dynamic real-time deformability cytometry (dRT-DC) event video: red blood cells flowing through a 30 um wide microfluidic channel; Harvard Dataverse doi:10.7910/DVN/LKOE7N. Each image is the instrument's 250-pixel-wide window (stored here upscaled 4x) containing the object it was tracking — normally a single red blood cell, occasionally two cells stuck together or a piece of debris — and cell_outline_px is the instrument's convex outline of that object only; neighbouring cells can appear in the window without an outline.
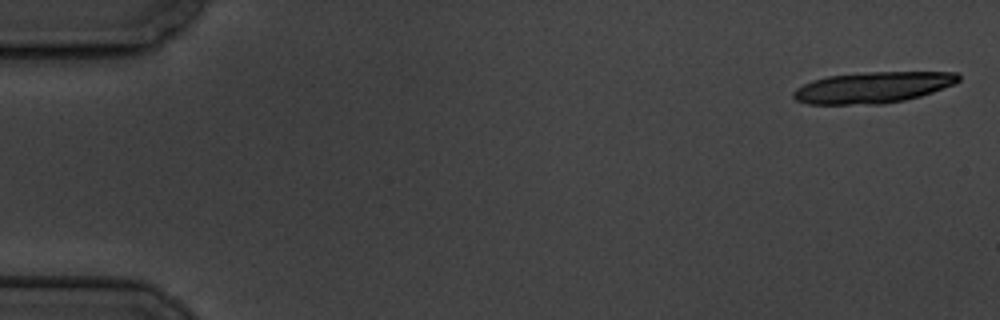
{"species": "common noctule bat (a hibernating species)", "species_latin": "Nyctalus noctula", "temperature_condition": "cold", "stored_images_in_passage": 6, "camera_frame_rate_fps": 3000, "um_per_image_px": 0.085, "animal": {"sex": "male", "body_mass_g": 19.5, "forearm_length_mm": 54.6}, "frame": {"image": 1, "passage_image": 1, "time_ms": 0.0, "image_size_px": [1000, 320], "cell_outline_px": [[960, 80], [952, 84], [932, 92], [920, 96], [904, 100], [884, 104], [808, 104], [796, 100], [792, 96], [792, 92], [796, 88], [812, 80], [828, 76], [868, 72], [956, 72], [960, 76]], "centroid_in_image_um": [74.16, 7.43], "position_along_channel_um": 10.8, "area_um2": 29.82}}